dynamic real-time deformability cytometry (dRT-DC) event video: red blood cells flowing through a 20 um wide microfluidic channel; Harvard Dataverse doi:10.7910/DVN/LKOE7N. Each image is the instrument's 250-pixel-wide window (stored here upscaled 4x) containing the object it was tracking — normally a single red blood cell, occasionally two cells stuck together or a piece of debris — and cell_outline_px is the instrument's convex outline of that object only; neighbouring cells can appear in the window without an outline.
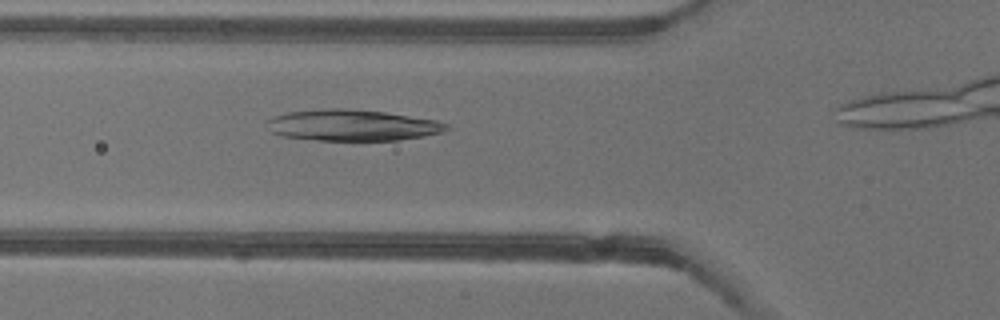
{"species": "common noctule bat (a hibernating species)", "species_latin": "Nyctalus noctula", "temperature_condition": "warm", "stored_images_in_passage": 11, "camera_frame_rate_fps": 3000, "um_per_image_px": 0.085, "animal": {"sex": "female"}, "frame": {"image": 1, "passage_image": 7, "time_ms": 2.0, "image_size_px": [1000, 320], "cell_outline_px": [[448, 128], [440, 132], [424, 136], [400, 140], [320, 140], [280, 136], [272, 132], [268, 120], [272, 116], [288, 112], [320, 108], [348, 108], [384, 112], [436, 120], [448, 124]], "centroid_in_image_um": [29.93, 10.63], "position_along_channel_um": 95.9, "area_um2": 32.48}}
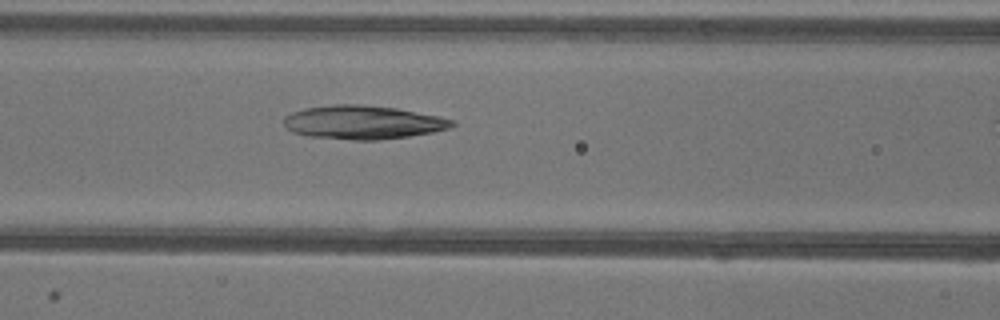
{"frame": {"image": 2, "passage_image": 10, "time_ms": 3.0, "image_size_px": [1000, 320], "cell_outline_px": [[456, 124], [448, 128], [432, 132], [408, 136], [380, 140], [352, 140], [308, 136], [292, 132], [284, 124], [284, 116], [292, 112], [304, 108], [332, 104], [360, 104], [396, 108], [440, 116], [456, 120]], "centroid_in_image_um": [30.85, 10.39], "position_along_channel_um": 135.8, "area_um2": 33.12}}